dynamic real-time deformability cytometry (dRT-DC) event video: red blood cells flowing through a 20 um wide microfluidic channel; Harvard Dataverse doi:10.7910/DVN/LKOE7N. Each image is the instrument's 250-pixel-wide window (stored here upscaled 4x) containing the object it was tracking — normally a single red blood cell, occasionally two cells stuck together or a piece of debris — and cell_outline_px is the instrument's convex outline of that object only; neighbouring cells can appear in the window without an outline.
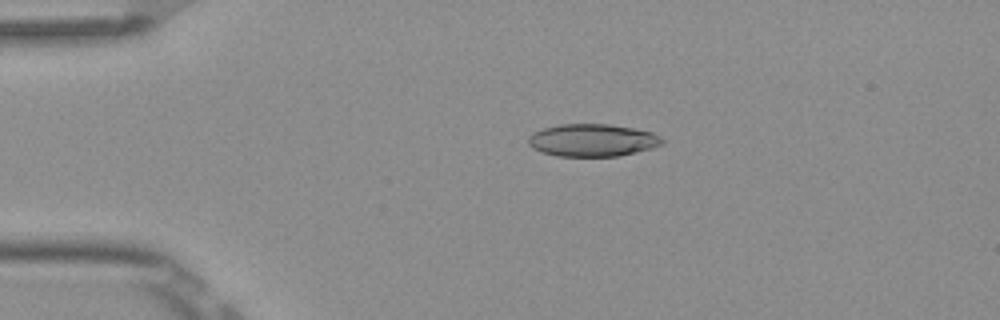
{"species": "Egyptian fruit bat (a non-hibernating species)", "species_latin": "Rousettus aegyptiacus", "temperature_condition": "room temperature", "stored_images_in_passage": 5, "camera_frame_rate_fps": 3000, "um_per_image_px": 0.085, "frame": {"image": 1, "passage_image": 4, "time_ms": 1.0, "image_size_px": [1000, 320], "cell_outline_px": [[664, 144], [652, 148], [620, 156], [556, 156], [540, 152], [532, 148], [528, 144], [528, 136], [532, 132], [544, 128], [560, 124], [608, 124], [632, 128], [652, 132], [660, 136], [664, 140]], "centroid_in_image_um": [50.34, 11.92], "position_along_channel_um": 34.7, "area_um2": 25.55}}